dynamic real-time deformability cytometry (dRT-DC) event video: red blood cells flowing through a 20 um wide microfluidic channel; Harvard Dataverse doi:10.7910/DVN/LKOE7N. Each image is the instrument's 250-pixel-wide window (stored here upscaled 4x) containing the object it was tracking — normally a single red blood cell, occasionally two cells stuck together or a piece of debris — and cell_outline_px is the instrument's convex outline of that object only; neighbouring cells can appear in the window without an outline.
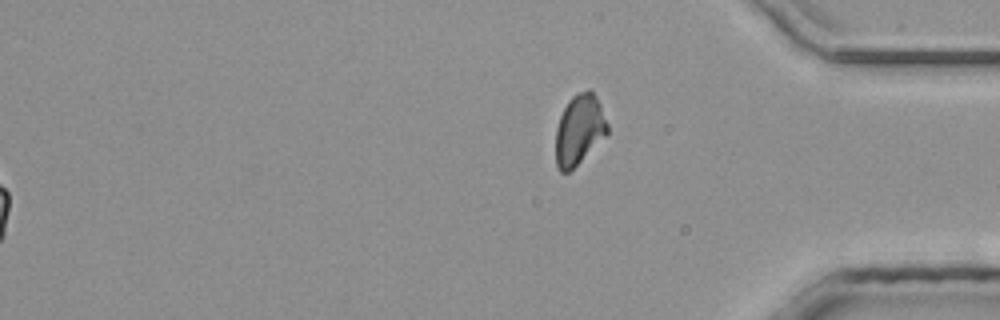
{"species": "common noctule bat (a hibernating species)", "species_latin": "Nyctalus noctula", "temperature_condition": "room temperature", "stored_images_in_passage": 45, "segment_of_instrument_passage": [2, 2], "camera_frame_rate_fps": 3000, "um_per_image_px": 0.085, "animal": {"sex": "male", "body_mass_g": 20.4}, "frame": {"image": 1, "passage_image": 45, "time_ms": 14.667, "image_size_px": [1000, 320], "cell_outline_px": [[608, 136], [568, 172], [560, 172], [556, 164], [556, 128], [560, 116], [568, 100], [576, 92], [588, 88], [596, 96], [600, 104], [608, 124]], "centroid_in_image_um": [49.25, 11.01], "position_along_channel_um": 385.9, "area_um2": 21.39}}